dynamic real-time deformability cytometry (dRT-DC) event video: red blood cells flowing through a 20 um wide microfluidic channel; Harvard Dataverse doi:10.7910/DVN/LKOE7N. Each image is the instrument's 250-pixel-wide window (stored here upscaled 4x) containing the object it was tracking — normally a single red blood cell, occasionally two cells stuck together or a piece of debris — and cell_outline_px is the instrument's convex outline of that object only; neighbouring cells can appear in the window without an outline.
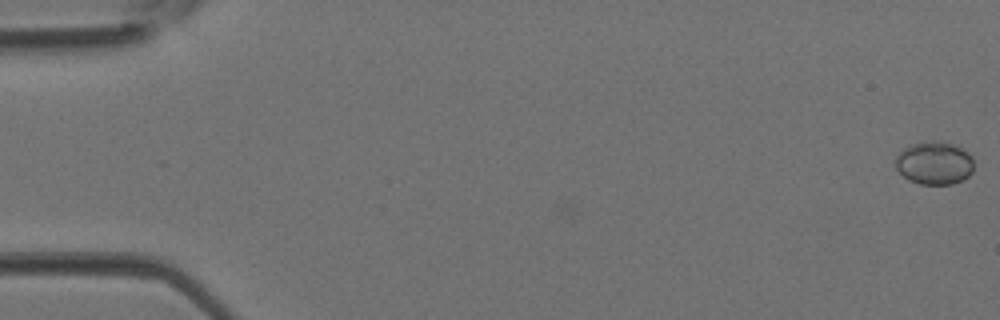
{"species": "Egyptian fruit bat (a non-hibernating species)", "species_latin": "Rousettus aegyptiacus", "temperature_condition": "room temperature", "stored_images_in_passage": 5, "camera_frame_rate_fps": 3000, "um_per_image_px": 0.085, "animal": {"sex": "female"}, "frame": {"image": 1, "passage_image": 1, "time_ms": 0.0, "image_size_px": [1000, 320], "cell_outline_px": [[972, 172], [968, 176], [952, 184], [920, 184], [908, 180], [896, 168], [896, 156], [904, 148], [912, 144], [924, 140], [936, 140], [952, 144], [968, 152], [972, 156]], "centroid_in_image_um": [79.4, 13.84], "position_along_channel_um": 5.6, "area_um2": 19.59}}
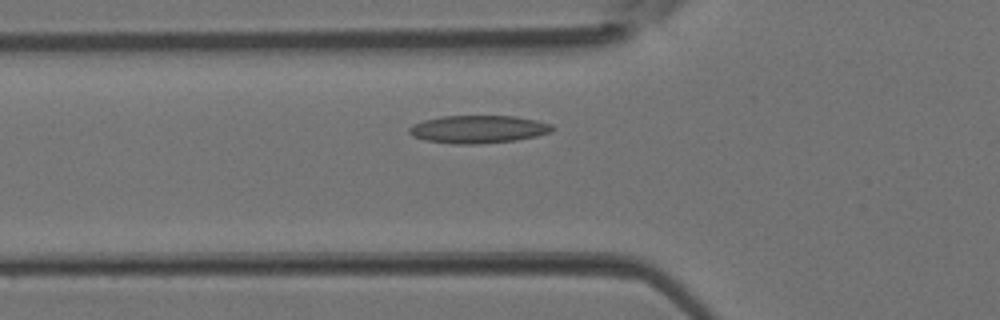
{"frame": {"image": 2, "passage_image": 5, "time_ms": 1.333, "image_size_px": [1000, 320], "cell_outline_px": [[556, 128], [552, 132], [536, 136], [516, 140], [476, 144], [452, 144], [424, 140], [412, 136], [408, 132], [408, 128], [412, 124], [424, 120], [444, 116], [516, 116], [536, 120], [552, 124]], "centroid_in_image_um": [40.65, 10.99], "position_along_channel_um": 85.1, "area_um2": 23.35}}